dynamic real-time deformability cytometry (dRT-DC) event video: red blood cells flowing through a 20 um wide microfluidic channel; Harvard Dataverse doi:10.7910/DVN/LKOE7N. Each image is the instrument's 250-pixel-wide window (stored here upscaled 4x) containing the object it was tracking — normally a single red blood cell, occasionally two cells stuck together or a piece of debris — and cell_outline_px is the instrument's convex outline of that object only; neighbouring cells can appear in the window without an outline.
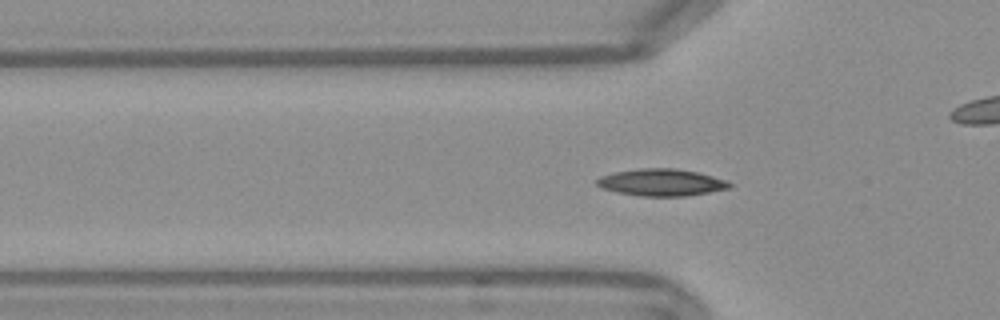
{"species": "Egyptian fruit bat (a non-hibernating species)", "species_latin": "Rousettus aegyptiacus", "temperature_condition": "warm", "stored_images_in_passage": 54, "camera_frame_rate_fps": 3000, "um_per_image_px": 0.085, "frame": {"image": 1, "passage_image": 17, "time_ms": 5.333, "image_size_px": [1000, 320], "cell_outline_px": [[732, 184], [728, 188], [708, 192], [684, 196], [640, 196], [616, 192], [600, 188], [596, 184], [596, 180], [600, 176], [616, 172], [640, 168], [676, 168], [696, 172], [712, 176], [724, 180]], "centroid_in_image_um": [56.16, 15.5], "position_along_channel_um": 69.6, "area_um2": 20.69}}
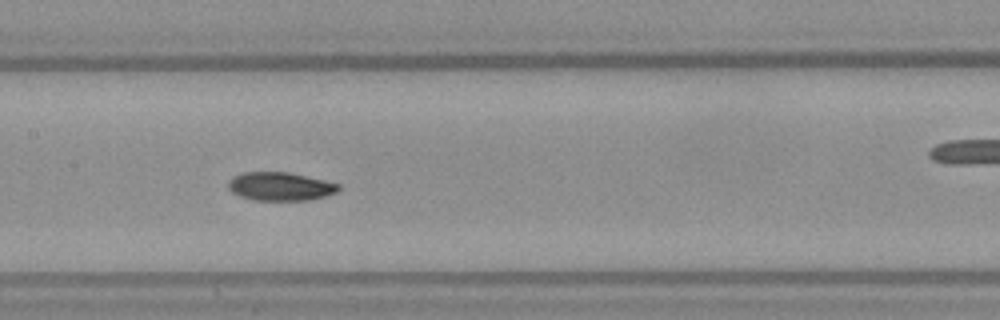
{"frame": {"image": 2, "passage_image": 26, "time_ms": 8.333, "image_size_px": [1000, 320], "cell_outline_px": [[340, 188], [336, 192], [324, 196], [308, 200], [252, 200], [240, 196], [232, 192], [228, 188], [228, 180], [244, 172], [288, 172], [324, 180], [340, 184]], "centroid_in_image_um": [23.81, 15.85], "position_along_channel_um": 183.6, "area_um2": 18.15}}
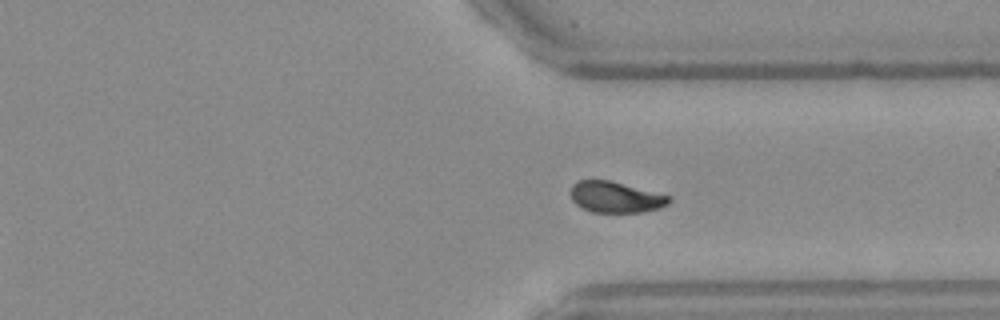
{"frame": {"image": 3, "passage_image": 40, "time_ms": 13.0, "image_size_px": [1000, 320], "cell_outline_px": [[672, 200], [668, 204], [660, 208], [644, 212], [592, 212], [576, 204], [572, 200], [572, 184], [576, 180], [612, 180], [672, 196]], "centroid_in_image_um": [52.37, 16.74], "position_along_channel_um": 359.0, "area_um2": 17.98}, "authors_computed_cell_mechanics": {"area_um2": 18.4093, "velocity_mm_per_s": 3.7642, "shape_relaxation_time_tau1_ms": 5.8434, "shape_relaxation_time_tau2_ms": 2.4237, "deformation_change_tau1": 0.1544, "deformation_change_tau2": 0.0574}}